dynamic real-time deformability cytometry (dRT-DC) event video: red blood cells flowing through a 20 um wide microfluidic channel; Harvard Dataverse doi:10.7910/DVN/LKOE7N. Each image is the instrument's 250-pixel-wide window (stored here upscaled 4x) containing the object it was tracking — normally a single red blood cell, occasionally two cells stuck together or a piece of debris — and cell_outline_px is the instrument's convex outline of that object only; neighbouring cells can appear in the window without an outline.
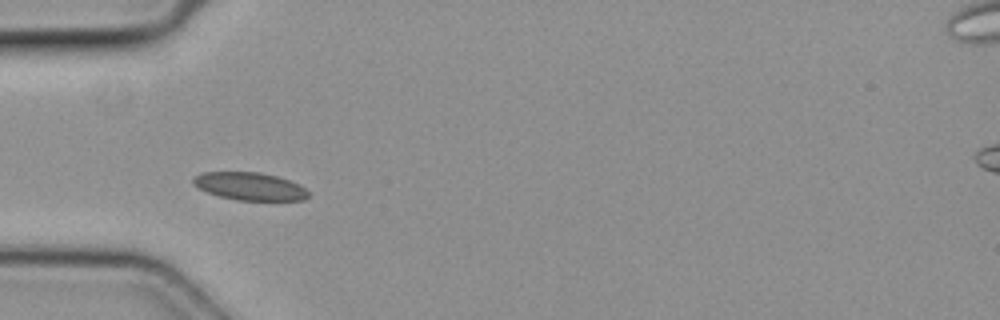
{"species": "common noctule bat (a hibernating species)", "species_latin": "Nyctalus noctula", "temperature_condition": "cold", "stored_images_in_passage": 34, "camera_frame_rate_fps": 3000, "um_per_image_px": 0.085, "animal": {"sex": "female", "body_mass_g": 19.3, "forearm_length_mm": 54.1}, "frame": {"image": 1, "passage_image": 1, "time_ms": 0.0, "image_size_px": [1000, 320], "cell_outline_px": [[308, 196], [304, 200], [236, 200], [220, 196], [208, 192], [192, 184], [192, 180], [200, 172], [260, 172], [276, 176], [300, 184], [308, 192]], "centroid_in_image_um": [21.22, 15.83], "position_along_channel_um": 63.8, "area_um2": 18.5}}
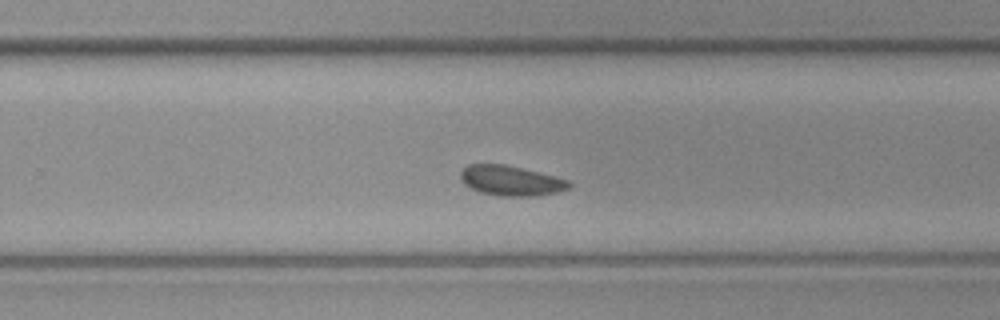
{"frame": {"image": 2, "passage_image": 17, "time_ms": 5.333, "image_size_px": [1000, 320], "cell_outline_px": [[572, 188], [556, 192], [536, 196], [500, 196], [480, 192], [464, 184], [460, 180], [460, 172], [468, 164], [504, 164], [556, 176], [568, 180], [572, 184]], "centroid_in_image_um": [43.44, 15.36], "position_along_channel_um": 286.4, "area_um2": 19.07}}
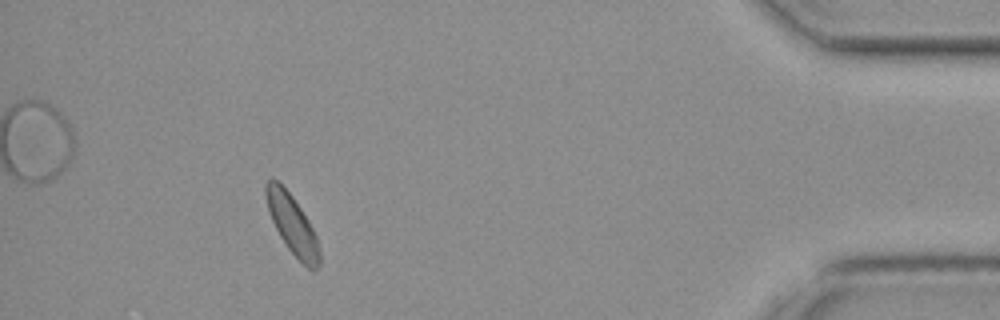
{"frame": {"image": 3, "passage_image": 30, "time_ms": 9.667, "image_size_px": [1000, 320], "cell_outline_px": [[320, 264], [312, 272], [284, 244], [268, 212], [264, 196], [264, 184], [272, 176], [292, 196], [308, 220], [316, 236], [320, 252]], "centroid_in_image_um": [24.81, 19.06], "position_along_channel_um": 410.4, "area_um2": 18.38}}